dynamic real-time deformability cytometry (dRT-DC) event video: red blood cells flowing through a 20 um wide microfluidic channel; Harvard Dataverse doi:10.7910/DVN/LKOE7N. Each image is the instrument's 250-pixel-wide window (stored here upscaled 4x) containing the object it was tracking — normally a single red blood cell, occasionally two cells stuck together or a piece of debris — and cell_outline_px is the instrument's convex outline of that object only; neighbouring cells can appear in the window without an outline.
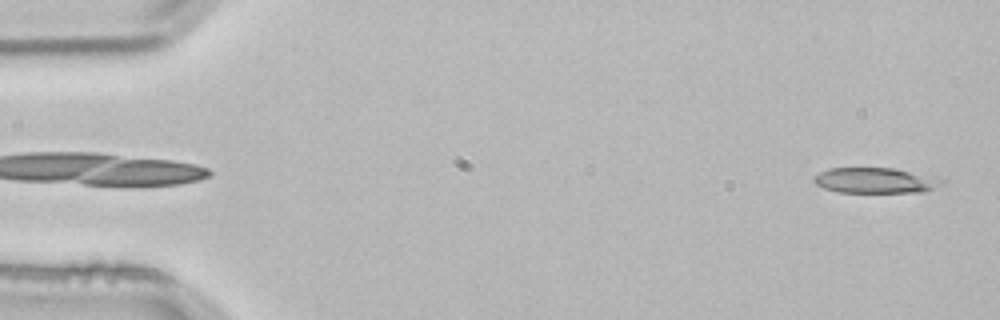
{"species": "common noctule bat (a hibernating species)", "species_latin": "Nyctalus noctula", "temperature_condition": "room temperature", "stored_images_in_passage": 2, "camera_frame_rate_fps": 3000, "um_per_image_px": 0.085, "animal": {"sex": "male", "body_mass_g": 21.5, "forearm_length_mm": 52.0}, "frame": {"image": 1, "passage_image": 2, "time_ms": 0.333, "image_size_px": [1000, 320], "cell_outline_px": [[944, 180], [940, 184], [924, 192], [836, 192], [824, 188], [816, 184], [812, 180], [812, 176], [828, 168], [896, 168], [940, 176]], "centroid_in_image_um": [74.42, 15.32], "position_along_channel_um": 10.6, "area_um2": 19.31}}